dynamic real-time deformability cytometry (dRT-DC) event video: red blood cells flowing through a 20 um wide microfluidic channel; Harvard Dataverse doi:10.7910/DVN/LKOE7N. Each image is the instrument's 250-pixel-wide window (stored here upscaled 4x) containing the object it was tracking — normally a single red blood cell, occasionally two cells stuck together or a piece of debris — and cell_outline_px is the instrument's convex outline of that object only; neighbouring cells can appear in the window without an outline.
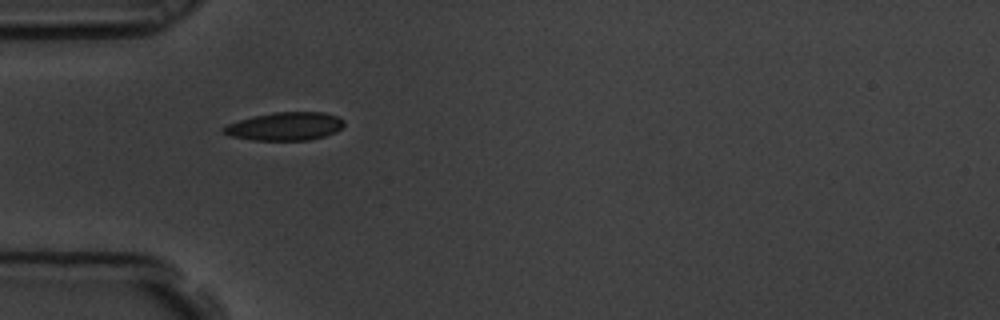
{"species": "common noctule bat (a hibernating species)", "species_latin": "Nyctalus noctula", "temperature_condition": "room temperature", "stored_images_in_passage": 8, "camera_frame_rate_fps": 3000, "um_per_image_px": 0.085, "animal": {"sex": "male", "body_mass_g": 19.5, "forearm_length_mm": 54.6}, "frame": {"image": 1, "passage_image": 6, "time_ms": 1.667, "image_size_px": [1000, 320], "cell_outline_px": [[344, 124], [336, 132], [324, 136], [308, 140], [252, 140], [228, 136], [220, 132], [220, 128], [228, 124], [252, 116], [276, 112], [324, 112], [336, 116], [344, 120]], "centroid_in_image_um": [24.18, 10.74], "position_along_channel_um": 60.8, "area_um2": 19.88}}
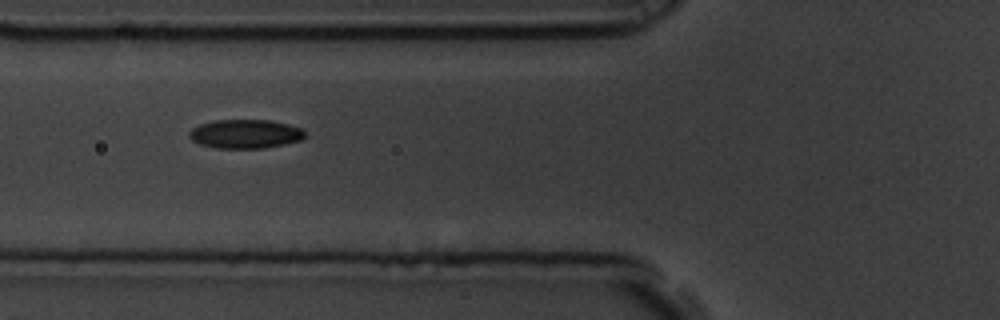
{"frame": {"image": 2, "passage_image": 7, "time_ms": 2.0, "image_size_px": [1000, 320], "cell_outline_px": [[308, 136], [300, 140], [284, 144], [264, 148], [216, 148], [200, 144], [192, 140], [188, 136], [188, 132], [192, 128], [200, 124], [216, 120], [268, 120], [288, 124], [300, 128]], "centroid_in_image_um": [20.84, 11.38], "position_along_channel_um": 105.0, "area_um2": 19.48}}
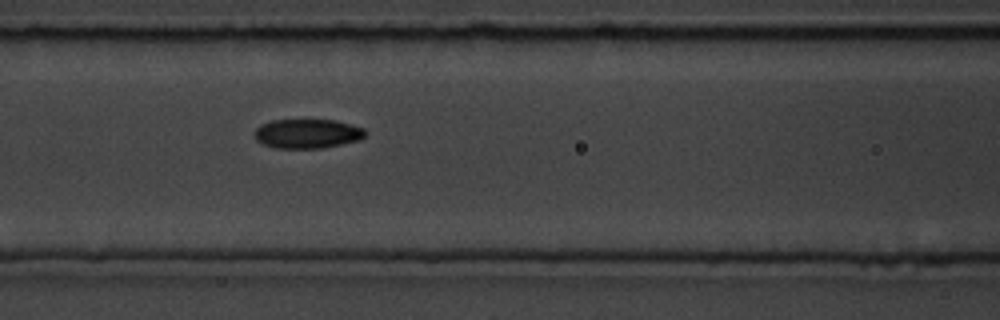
{"frame": {"image": 3, "passage_image": 8, "time_ms": 2.333, "image_size_px": [1000, 320], "cell_outline_px": [[364, 136], [360, 140], [320, 148], [272, 148], [256, 140], [256, 128], [260, 124], [272, 120], [336, 120], [364, 128]], "centroid_in_image_um": [26.11, 11.36], "position_along_channel_um": 140.5, "area_um2": 18.79}}